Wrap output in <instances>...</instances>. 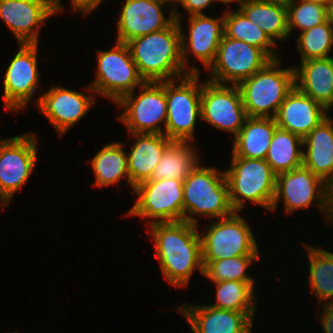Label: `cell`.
<instances>
[{
  "label": "cell",
  "instance_id": "6",
  "mask_svg": "<svg viewBox=\"0 0 333 333\" xmlns=\"http://www.w3.org/2000/svg\"><path fill=\"white\" fill-rule=\"evenodd\" d=\"M199 77V73H190L181 78L166 81L165 135L172 141L192 142L195 139L196 122L201 121ZM177 81H179L178 85Z\"/></svg>",
  "mask_w": 333,
  "mask_h": 333
},
{
  "label": "cell",
  "instance_id": "29",
  "mask_svg": "<svg viewBox=\"0 0 333 333\" xmlns=\"http://www.w3.org/2000/svg\"><path fill=\"white\" fill-rule=\"evenodd\" d=\"M303 147L302 137L277 127L265 160L276 175L289 172L303 165Z\"/></svg>",
  "mask_w": 333,
  "mask_h": 333
},
{
  "label": "cell",
  "instance_id": "17",
  "mask_svg": "<svg viewBox=\"0 0 333 333\" xmlns=\"http://www.w3.org/2000/svg\"><path fill=\"white\" fill-rule=\"evenodd\" d=\"M63 9L61 0H0V19L18 44H38L40 26Z\"/></svg>",
  "mask_w": 333,
  "mask_h": 333
},
{
  "label": "cell",
  "instance_id": "39",
  "mask_svg": "<svg viewBox=\"0 0 333 333\" xmlns=\"http://www.w3.org/2000/svg\"><path fill=\"white\" fill-rule=\"evenodd\" d=\"M328 20L333 24V0L327 3Z\"/></svg>",
  "mask_w": 333,
  "mask_h": 333
},
{
  "label": "cell",
  "instance_id": "18",
  "mask_svg": "<svg viewBox=\"0 0 333 333\" xmlns=\"http://www.w3.org/2000/svg\"><path fill=\"white\" fill-rule=\"evenodd\" d=\"M36 100L37 108L60 136L85 117L96 103L94 95H86L62 86H52Z\"/></svg>",
  "mask_w": 333,
  "mask_h": 333
},
{
  "label": "cell",
  "instance_id": "5",
  "mask_svg": "<svg viewBox=\"0 0 333 333\" xmlns=\"http://www.w3.org/2000/svg\"><path fill=\"white\" fill-rule=\"evenodd\" d=\"M230 161L224 173L233 209L241 213L249 201L271 210L277 175L266 160L231 157Z\"/></svg>",
  "mask_w": 333,
  "mask_h": 333
},
{
  "label": "cell",
  "instance_id": "35",
  "mask_svg": "<svg viewBox=\"0 0 333 333\" xmlns=\"http://www.w3.org/2000/svg\"><path fill=\"white\" fill-rule=\"evenodd\" d=\"M288 32L299 29L304 32L328 19L327 3L314 0H286Z\"/></svg>",
  "mask_w": 333,
  "mask_h": 333
},
{
  "label": "cell",
  "instance_id": "32",
  "mask_svg": "<svg viewBox=\"0 0 333 333\" xmlns=\"http://www.w3.org/2000/svg\"><path fill=\"white\" fill-rule=\"evenodd\" d=\"M216 285L215 302L209 306L247 313L252 319L257 308L254 282L221 281L213 282Z\"/></svg>",
  "mask_w": 333,
  "mask_h": 333
},
{
  "label": "cell",
  "instance_id": "2",
  "mask_svg": "<svg viewBox=\"0 0 333 333\" xmlns=\"http://www.w3.org/2000/svg\"><path fill=\"white\" fill-rule=\"evenodd\" d=\"M145 81L174 80L190 74L182 64L181 31L175 20L169 27L127 43Z\"/></svg>",
  "mask_w": 333,
  "mask_h": 333
},
{
  "label": "cell",
  "instance_id": "27",
  "mask_svg": "<svg viewBox=\"0 0 333 333\" xmlns=\"http://www.w3.org/2000/svg\"><path fill=\"white\" fill-rule=\"evenodd\" d=\"M193 142L172 141L165 149L149 180L186 179L200 164Z\"/></svg>",
  "mask_w": 333,
  "mask_h": 333
},
{
  "label": "cell",
  "instance_id": "10",
  "mask_svg": "<svg viewBox=\"0 0 333 333\" xmlns=\"http://www.w3.org/2000/svg\"><path fill=\"white\" fill-rule=\"evenodd\" d=\"M239 214L235 212L229 217L213 220L207 231L199 233L202 262L259 255V246L251 227Z\"/></svg>",
  "mask_w": 333,
  "mask_h": 333
},
{
  "label": "cell",
  "instance_id": "15",
  "mask_svg": "<svg viewBox=\"0 0 333 333\" xmlns=\"http://www.w3.org/2000/svg\"><path fill=\"white\" fill-rule=\"evenodd\" d=\"M38 44H18L19 51L8 64L4 74V107L19 111L28 106L40 85Z\"/></svg>",
  "mask_w": 333,
  "mask_h": 333
},
{
  "label": "cell",
  "instance_id": "33",
  "mask_svg": "<svg viewBox=\"0 0 333 333\" xmlns=\"http://www.w3.org/2000/svg\"><path fill=\"white\" fill-rule=\"evenodd\" d=\"M259 255H243L203 263V275L212 282L240 281L255 282L252 275L247 274V268L259 261Z\"/></svg>",
  "mask_w": 333,
  "mask_h": 333
},
{
  "label": "cell",
  "instance_id": "3",
  "mask_svg": "<svg viewBox=\"0 0 333 333\" xmlns=\"http://www.w3.org/2000/svg\"><path fill=\"white\" fill-rule=\"evenodd\" d=\"M224 170L201 163L183 181V220L198 225L197 215L222 219L233 215Z\"/></svg>",
  "mask_w": 333,
  "mask_h": 333
},
{
  "label": "cell",
  "instance_id": "19",
  "mask_svg": "<svg viewBox=\"0 0 333 333\" xmlns=\"http://www.w3.org/2000/svg\"><path fill=\"white\" fill-rule=\"evenodd\" d=\"M117 25V41H129L169 27L176 19L171 9L166 18L163 7L167 5L157 0H125L122 2Z\"/></svg>",
  "mask_w": 333,
  "mask_h": 333
},
{
  "label": "cell",
  "instance_id": "42",
  "mask_svg": "<svg viewBox=\"0 0 333 333\" xmlns=\"http://www.w3.org/2000/svg\"><path fill=\"white\" fill-rule=\"evenodd\" d=\"M331 224H333V186L331 187Z\"/></svg>",
  "mask_w": 333,
  "mask_h": 333
},
{
  "label": "cell",
  "instance_id": "37",
  "mask_svg": "<svg viewBox=\"0 0 333 333\" xmlns=\"http://www.w3.org/2000/svg\"><path fill=\"white\" fill-rule=\"evenodd\" d=\"M105 0H70L72 11H80L83 15L90 14Z\"/></svg>",
  "mask_w": 333,
  "mask_h": 333
},
{
  "label": "cell",
  "instance_id": "23",
  "mask_svg": "<svg viewBox=\"0 0 333 333\" xmlns=\"http://www.w3.org/2000/svg\"><path fill=\"white\" fill-rule=\"evenodd\" d=\"M135 142L127 152L131 188L149 180L166 147L172 142L164 134L128 133Z\"/></svg>",
  "mask_w": 333,
  "mask_h": 333
},
{
  "label": "cell",
  "instance_id": "41",
  "mask_svg": "<svg viewBox=\"0 0 333 333\" xmlns=\"http://www.w3.org/2000/svg\"><path fill=\"white\" fill-rule=\"evenodd\" d=\"M216 2H220L223 3L224 5L228 6L229 4H231L232 2H236L239 3L238 5H240L244 0H215Z\"/></svg>",
  "mask_w": 333,
  "mask_h": 333
},
{
  "label": "cell",
  "instance_id": "12",
  "mask_svg": "<svg viewBox=\"0 0 333 333\" xmlns=\"http://www.w3.org/2000/svg\"><path fill=\"white\" fill-rule=\"evenodd\" d=\"M37 136L32 132L0 139V205L6 207L27 182L37 163Z\"/></svg>",
  "mask_w": 333,
  "mask_h": 333
},
{
  "label": "cell",
  "instance_id": "43",
  "mask_svg": "<svg viewBox=\"0 0 333 333\" xmlns=\"http://www.w3.org/2000/svg\"><path fill=\"white\" fill-rule=\"evenodd\" d=\"M314 1H320V2L328 3L330 0H314Z\"/></svg>",
  "mask_w": 333,
  "mask_h": 333
},
{
  "label": "cell",
  "instance_id": "9",
  "mask_svg": "<svg viewBox=\"0 0 333 333\" xmlns=\"http://www.w3.org/2000/svg\"><path fill=\"white\" fill-rule=\"evenodd\" d=\"M314 199L325 221L331 224V187L303 165L277 175L271 212L284 200L285 213L308 209Z\"/></svg>",
  "mask_w": 333,
  "mask_h": 333
},
{
  "label": "cell",
  "instance_id": "20",
  "mask_svg": "<svg viewBox=\"0 0 333 333\" xmlns=\"http://www.w3.org/2000/svg\"><path fill=\"white\" fill-rule=\"evenodd\" d=\"M181 313L193 333H253V319L247 313L218 309L209 305L182 303Z\"/></svg>",
  "mask_w": 333,
  "mask_h": 333
},
{
  "label": "cell",
  "instance_id": "28",
  "mask_svg": "<svg viewBox=\"0 0 333 333\" xmlns=\"http://www.w3.org/2000/svg\"><path fill=\"white\" fill-rule=\"evenodd\" d=\"M90 162L95 176L93 187L112 186L122 178H126L128 185L131 187L127 152L123 150V143L114 141L106 144L94 155Z\"/></svg>",
  "mask_w": 333,
  "mask_h": 333
},
{
  "label": "cell",
  "instance_id": "13",
  "mask_svg": "<svg viewBox=\"0 0 333 333\" xmlns=\"http://www.w3.org/2000/svg\"><path fill=\"white\" fill-rule=\"evenodd\" d=\"M272 59L260 48L223 35L214 62L207 69L210 80L238 85L264 68Z\"/></svg>",
  "mask_w": 333,
  "mask_h": 333
},
{
  "label": "cell",
  "instance_id": "16",
  "mask_svg": "<svg viewBox=\"0 0 333 333\" xmlns=\"http://www.w3.org/2000/svg\"><path fill=\"white\" fill-rule=\"evenodd\" d=\"M179 10H174L175 19L181 31L182 64L189 73H199L200 69L187 65L190 53L203 63L205 70L214 62L217 49L224 35V12L221 17L208 15H192L188 17L189 33L184 34L182 18Z\"/></svg>",
  "mask_w": 333,
  "mask_h": 333
},
{
  "label": "cell",
  "instance_id": "11",
  "mask_svg": "<svg viewBox=\"0 0 333 333\" xmlns=\"http://www.w3.org/2000/svg\"><path fill=\"white\" fill-rule=\"evenodd\" d=\"M137 197L128 216L155 223L183 221V181L176 179L146 180L136 185ZM148 218V219H147Z\"/></svg>",
  "mask_w": 333,
  "mask_h": 333
},
{
  "label": "cell",
  "instance_id": "34",
  "mask_svg": "<svg viewBox=\"0 0 333 333\" xmlns=\"http://www.w3.org/2000/svg\"><path fill=\"white\" fill-rule=\"evenodd\" d=\"M296 48L300 53V62L310 59L331 57L333 49V24L327 19L298 34Z\"/></svg>",
  "mask_w": 333,
  "mask_h": 333
},
{
  "label": "cell",
  "instance_id": "40",
  "mask_svg": "<svg viewBox=\"0 0 333 333\" xmlns=\"http://www.w3.org/2000/svg\"><path fill=\"white\" fill-rule=\"evenodd\" d=\"M157 1L163 2V3H165L166 5H167L168 3L173 4V5H172V9H173V10H177V7H176L175 5H178V4H179V0H157ZM176 3H177V4H176Z\"/></svg>",
  "mask_w": 333,
  "mask_h": 333
},
{
  "label": "cell",
  "instance_id": "31",
  "mask_svg": "<svg viewBox=\"0 0 333 333\" xmlns=\"http://www.w3.org/2000/svg\"><path fill=\"white\" fill-rule=\"evenodd\" d=\"M224 35L262 49L272 60L280 58L274 50L278 44H275L262 29L251 23L239 8L236 11H232L231 8L225 9Z\"/></svg>",
  "mask_w": 333,
  "mask_h": 333
},
{
  "label": "cell",
  "instance_id": "44",
  "mask_svg": "<svg viewBox=\"0 0 333 333\" xmlns=\"http://www.w3.org/2000/svg\"><path fill=\"white\" fill-rule=\"evenodd\" d=\"M261 1H283V0H261Z\"/></svg>",
  "mask_w": 333,
  "mask_h": 333
},
{
  "label": "cell",
  "instance_id": "30",
  "mask_svg": "<svg viewBox=\"0 0 333 333\" xmlns=\"http://www.w3.org/2000/svg\"><path fill=\"white\" fill-rule=\"evenodd\" d=\"M308 255V284L318 303H333V252L304 244Z\"/></svg>",
  "mask_w": 333,
  "mask_h": 333
},
{
  "label": "cell",
  "instance_id": "7",
  "mask_svg": "<svg viewBox=\"0 0 333 333\" xmlns=\"http://www.w3.org/2000/svg\"><path fill=\"white\" fill-rule=\"evenodd\" d=\"M139 94L122 96L115 104L124 108L119 121L128 133L164 134L167 120L166 81H145ZM164 124V129L160 125Z\"/></svg>",
  "mask_w": 333,
  "mask_h": 333
},
{
  "label": "cell",
  "instance_id": "36",
  "mask_svg": "<svg viewBox=\"0 0 333 333\" xmlns=\"http://www.w3.org/2000/svg\"><path fill=\"white\" fill-rule=\"evenodd\" d=\"M215 0H179V4L188 12L189 16L205 14L203 11Z\"/></svg>",
  "mask_w": 333,
  "mask_h": 333
},
{
  "label": "cell",
  "instance_id": "1",
  "mask_svg": "<svg viewBox=\"0 0 333 333\" xmlns=\"http://www.w3.org/2000/svg\"><path fill=\"white\" fill-rule=\"evenodd\" d=\"M154 252L165 280L174 287L187 286L193 274H203L199 224L187 221L155 223L149 226Z\"/></svg>",
  "mask_w": 333,
  "mask_h": 333
},
{
  "label": "cell",
  "instance_id": "38",
  "mask_svg": "<svg viewBox=\"0 0 333 333\" xmlns=\"http://www.w3.org/2000/svg\"><path fill=\"white\" fill-rule=\"evenodd\" d=\"M320 322L324 333H333V303L323 304Z\"/></svg>",
  "mask_w": 333,
  "mask_h": 333
},
{
  "label": "cell",
  "instance_id": "14",
  "mask_svg": "<svg viewBox=\"0 0 333 333\" xmlns=\"http://www.w3.org/2000/svg\"><path fill=\"white\" fill-rule=\"evenodd\" d=\"M201 83V120L235 137L248 117L237 85Z\"/></svg>",
  "mask_w": 333,
  "mask_h": 333
},
{
  "label": "cell",
  "instance_id": "4",
  "mask_svg": "<svg viewBox=\"0 0 333 333\" xmlns=\"http://www.w3.org/2000/svg\"><path fill=\"white\" fill-rule=\"evenodd\" d=\"M281 59L271 60L264 68L237 86L248 117L274 118L287 94L295 87L294 66L281 68Z\"/></svg>",
  "mask_w": 333,
  "mask_h": 333
},
{
  "label": "cell",
  "instance_id": "21",
  "mask_svg": "<svg viewBox=\"0 0 333 333\" xmlns=\"http://www.w3.org/2000/svg\"><path fill=\"white\" fill-rule=\"evenodd\" d=\"M328 112L295 86L287 94L274 119L279 128L304 138L328 116Z\"/></svg>",
  "mask_w": 333,
  "mask_h": 333
},
{
  "label": "cell",
  "instance_id": "26",
  "mask_svg": "<svg viewBox=\"0 0 333 333\" xmlns=\"http://www.w3.org/2000/svg\"><path fill=\"white\" fill-rule=\"evenodd\" d=\"M239 9L248 20L262 29L275 43L288 39V10L286 0H244Z\"/></svg>",
  "mask_w": 333,
  "mask_h": 333
},
{
  "label": "cell",
  "instance_id": "22",
  "mask_svg": "<svg viewBox=\"0 0 333 333\" xmlns=\"http://www.w3.org/2000/svg\"><path fill=\"white\" fill-rule=\"evenodd\" d=\"M303 166L333 186V119L327 116L303 138Z\"/></svg>",
  "mask_w": 333,
  "mask_h": 333
},
{
  "label": "cell",
  "instance_id": "24",
  "mask_svg": "<svg viewBox=\"0 0 333 333\" xmlns=\"http://www.w3.org/2000/svg\"><path fill=\"white\" fill-rule=\"evenodd\" d=\"M295 86L321 104L327 111L333 108V57L310 59L294 67Z\"/></svg>",
  "mask_w": 333,
  "mask_h": 333
},
{
  "label": "cell",
  "instance_id": "8",
  "mask_svg": "<svg viewBox=\"0 0 333 333\" xmlns=\"http://www.w3.org/2000/svg\"><path fill=\"white\" fill-rule=\"evenodd\" d=\"M95 76L86 90L107 97L114 104L145 82L132 59L129 46L118 41L112 49L97 52Z\"/></svg>",
  "mask_w": 333,
  "mask_h": 333
},
{
  "label": "cell",
  "instance_id": "25",
  "mask_svg": "<svg viewBox=\"0 0 333 333\" xmlns=\"http://www.w3.org/2000/svg\"><path fill=\"white\" fill-rule=\"evenodd\" d=\"M277 127L274 118L247 117L240 132L233 137L231 157L266 159Z\"/></svg>",
  "mask_w": 333,
  "mask_h": 333
}]
</instances>
